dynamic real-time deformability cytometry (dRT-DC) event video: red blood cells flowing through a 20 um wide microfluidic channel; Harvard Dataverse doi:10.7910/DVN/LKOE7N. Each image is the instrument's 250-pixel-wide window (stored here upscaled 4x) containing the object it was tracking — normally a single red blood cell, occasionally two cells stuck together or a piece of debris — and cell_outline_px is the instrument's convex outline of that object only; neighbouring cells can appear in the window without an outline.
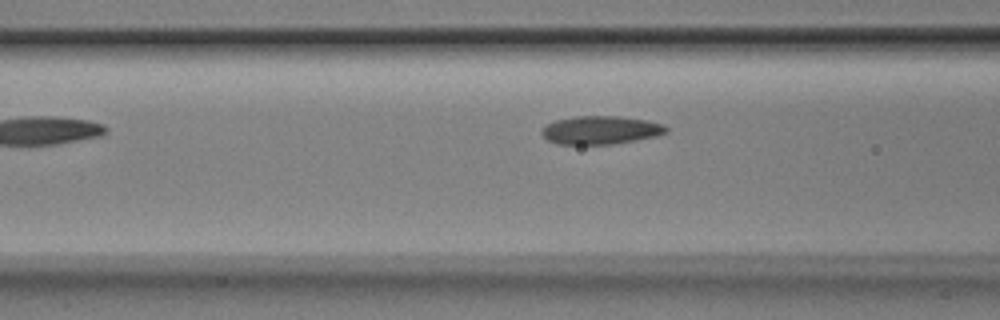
{"species": "Egyptian fruit bat (a non-hibernating species)", "species_latin": "Rousettus aegyptiacus", "temperature_condition": "room temperature", "stored_images_in_passage": 5, "camera_frame_rate_fps": 3000, "um_per_image_px": 0.085, "animal": {"sex": "male"}, "frame": {"image": 1, "passage_image": 4, "time_ms": 1.0, "image_size_px": [1000, 320], "cell_outline_px": [[668, 132], [656, 136], [636, 140], [612, 144], [556, 144], [548, 140], [540, 132], [548, 124], [556, 120], [576, 116], [620, 116], [648, 120], [664, 124], [668, 128]], "centroid_in_image_um": [51.1, 11.05], "position_along_channel_um": 115.5, "area_um2": 20.52}}